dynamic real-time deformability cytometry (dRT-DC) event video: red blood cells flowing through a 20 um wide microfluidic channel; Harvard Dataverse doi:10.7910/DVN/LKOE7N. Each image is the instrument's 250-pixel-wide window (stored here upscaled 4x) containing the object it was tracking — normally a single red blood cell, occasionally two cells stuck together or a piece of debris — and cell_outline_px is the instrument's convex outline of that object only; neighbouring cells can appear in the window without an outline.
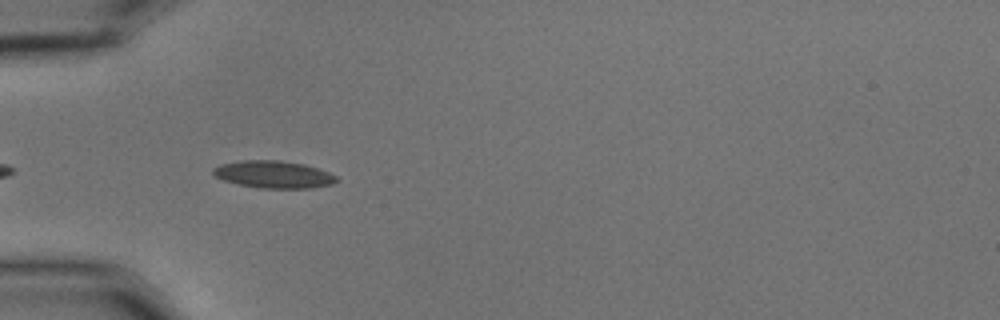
{"species": "common noctule bat (a hibernating species)", "species_latin": "Nyctalus noctula", "temperature_condition": "cold", "stored_images_in_passage": 8, "camera_frame_rate_fps": 3000, "um_per_image_px": 0.085, "animal": {"sex": "male", "body_mass_g": 15.6}, "frame": {"image": 1, "passage_image": 3, "time_ms": 0.667, "image_size_px": [1000, 320], "cell_outline_px": [[340, 180], [332, 184], [312, 188], [260, 188], [240, 184], [224, 180], [216, 176], [212, 172], [212, 168], [220, 164], [244, 160], [280, 160], [304, 164], [328, 172], [336, 176]], "centroid_in_image_um": [23.27, 14.82], "position_along_channel_um": 61.7, "area_um2": 19.54}}